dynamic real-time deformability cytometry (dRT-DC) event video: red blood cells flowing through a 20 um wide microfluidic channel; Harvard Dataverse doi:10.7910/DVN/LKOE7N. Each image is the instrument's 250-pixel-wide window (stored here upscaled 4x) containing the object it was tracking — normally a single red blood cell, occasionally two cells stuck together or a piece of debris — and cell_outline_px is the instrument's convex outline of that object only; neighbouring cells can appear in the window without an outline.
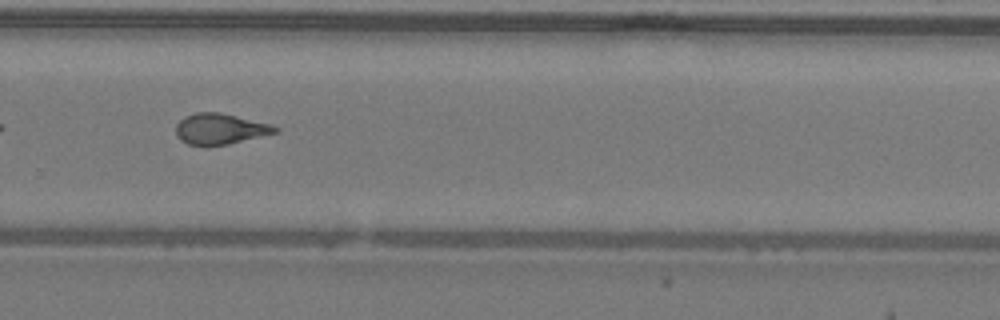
{"species": "common noctule bat (a hibernating species)", "species_latin": "Nyctalus noctula", "temperature_condition": "warm", "stored_images_in_passage": 36, "camera_frame_rate_fps": 3000, "um_per_image_px": 0.085, "animal": {"sex": "male", "body_mass_g": 19.2, "forearm_length_mm": 51.8}, "frame": {"image": 1, "passage_image": 21, "time_ms": 6.667, "image_size_px": [1000, 320], "cell_outline_px": [[280, 132], [228, 144], [208, 148], [204, 148], [188, 144], [180, 140], [176, 136], [176, 124], [184, 116], [196, 112], [220, 112], [272, 124], [280, 128]], "centroid_in_image_um": [18.7, 10.98], "position_along_channel_um": 311.1, "area_um2": 18.44}, "authors_computed_cell_mechanics": {"area_um2": 17.629, "velocity_mm_per_s": 4.295, "shape_relaxation_time_tau1_ms": null, "shape_relaxation_time_tau2_ms": 1.7991, "deformation_change_tau1": null, "deformation_change_tau2": 0.0963}}